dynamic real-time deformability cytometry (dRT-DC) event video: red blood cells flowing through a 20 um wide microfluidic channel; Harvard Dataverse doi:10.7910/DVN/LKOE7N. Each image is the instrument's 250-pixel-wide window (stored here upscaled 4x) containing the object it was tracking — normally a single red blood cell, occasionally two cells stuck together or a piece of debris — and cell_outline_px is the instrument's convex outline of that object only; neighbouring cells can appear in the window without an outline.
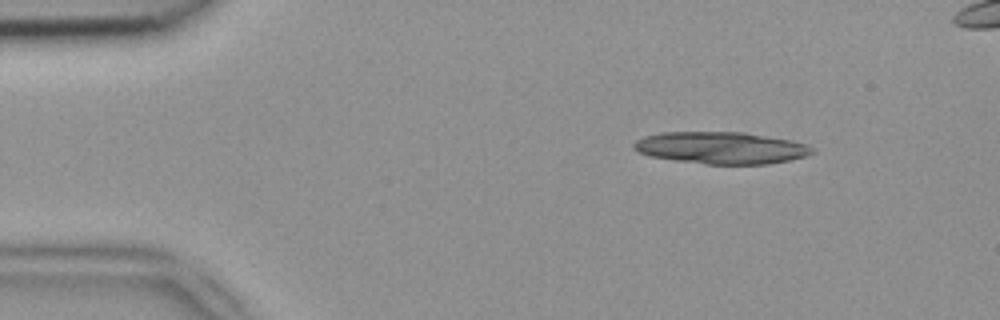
{"species": "common noctule bat (a hibernating species)", "species_latin": "Nyctalus noctula", "temperature_condition": "room temperature", "stored_images_in_passage": 10, "camera_frame_rate_fps": 3000, "um_per_image_px": 0.085, "animal": {"sex": "female", "body_mass_g": 18.4}, "frame": {"image": 1, "passage_image": 2, "time_ms": 0.333, "image_size_px": [1000, 320], "cell_outline_px": [[816, 152], [808, 156], [768, 164], [708, 164], [676, 160], [648, 156], [636, 152], [632, 148], [632, 144], [636, 140], [644, 136], [664, 132], [744, 132], [792, 140], [808, 144]], "centroid_in_image_um": [61.3, 12.56], "position_along_channel_um": 23.7, "area_um2": 33.47}}